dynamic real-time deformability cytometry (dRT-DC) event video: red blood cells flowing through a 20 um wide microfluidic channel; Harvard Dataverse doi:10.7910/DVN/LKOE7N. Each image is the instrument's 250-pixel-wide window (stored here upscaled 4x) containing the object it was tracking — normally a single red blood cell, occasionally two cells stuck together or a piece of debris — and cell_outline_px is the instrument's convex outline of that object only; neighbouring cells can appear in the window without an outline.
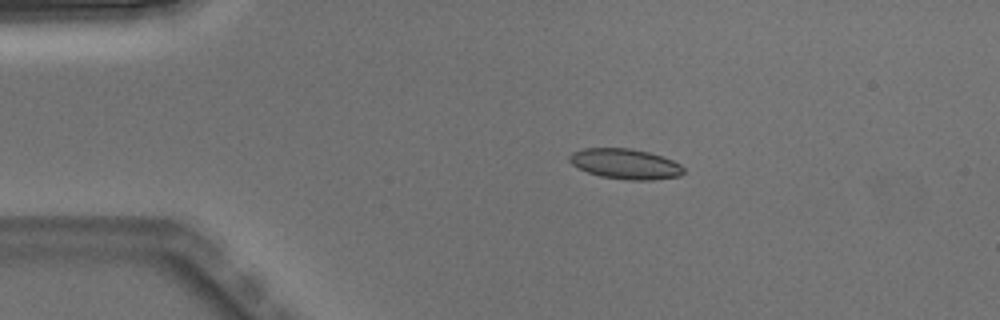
{"species": "Egyptian fruit bat (a non-hibernating species)", "species_latin": "Rousettus aegyptiacus", "temperature_condition": "warm", "stored_images_in_passage": 3, "camera_frame_rate_fps": 3000, "um_per_image_px": 0.085, "animal": {"sex": "male"}, "frame": {"image": 1, "passage_image": 2, "time_ms": 0.333, "image_size_px": [1000, 320], "cell_outline_px": [[684, 172], [680, 176], [652, 180], [628, 180], [600, 176], [588, 172], [572, 164], [568, 160], [568, 156], [572, 152], [584, 148], [632, 148], [664, 156], [680, 164], [684, 168]], "centroid_in_image_um": [53.16, 13.92], "position_along_channel_um": 31.8, "area_um2": 20.23}}